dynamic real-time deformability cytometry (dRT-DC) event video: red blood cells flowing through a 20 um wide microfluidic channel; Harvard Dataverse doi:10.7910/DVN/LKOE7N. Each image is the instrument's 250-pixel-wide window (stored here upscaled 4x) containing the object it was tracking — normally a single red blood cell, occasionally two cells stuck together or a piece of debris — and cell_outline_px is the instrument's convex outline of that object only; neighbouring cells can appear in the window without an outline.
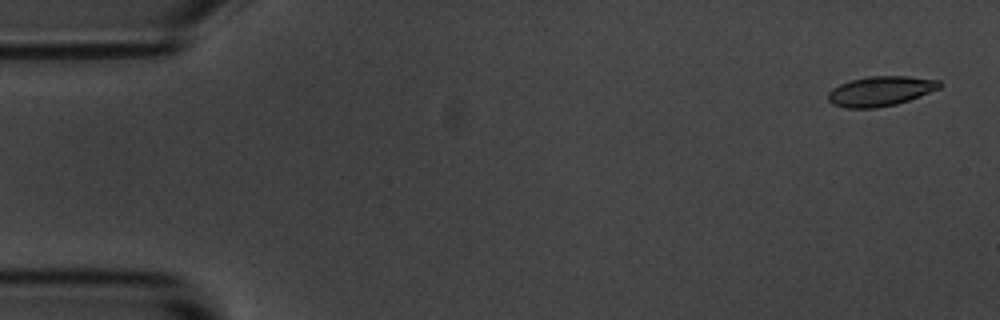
{"species": "common noctule bat (a hibernating species)", "species_latin": "Nyctalus noctula", "temperature_condition": "room temperature", "stored_images_in_passage": 5, "camera_frame_rate_fps": 3000, "um_per_image_px": 0.085, "animal": {"sex": "male", "body_mass_g": 20.1, "forearm_length_mm": 53.5}, "frame": {"image": 1, "passage_image": 1, "time_ms": 0.0, "image_size_px": [1000, 320], "cell_outline_px": [[944, 84], [940, 88], [908, 100], [896, 104], [876, 108], [844, 108], [832, 104], [828, 100], [828, 92], [832, 88], [840, 84], [852, 80], [868, 76], [908, 76], [940, 80]], "centroid_in_image_um": [74.84, 7.74], "position_along_channel_um": 10.2, "area_um2": 19.42}}
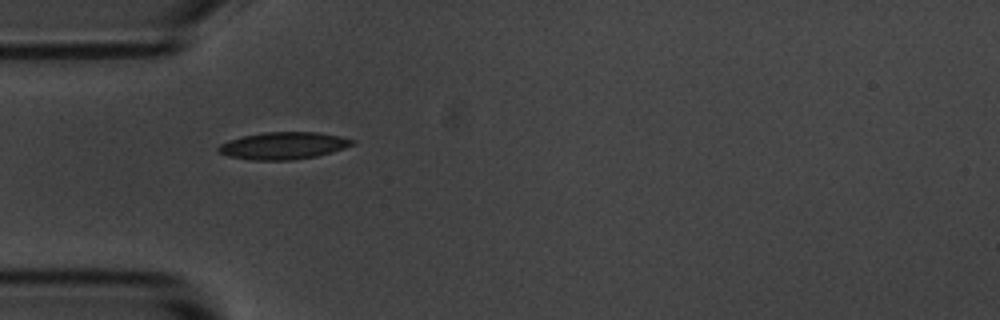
{"frame": {"image": 2, "passage_image": 4, "time_ms": 4.667, "image_size_px": [1000, 320], "cell_outline_px": [[356, 144], [332, 152], [316, 156], [292, 160], [252, 160], [228, 156], [220, 152], [216, 148], [220, 144], [228, 140], [244, 136], [264, 132], [316, 132], [340, 136], [356, 140]], "centroid_in_image_um": [24.11, 12.38], "position_along_channel_um": 60.9, "area_um2": 21.21}}